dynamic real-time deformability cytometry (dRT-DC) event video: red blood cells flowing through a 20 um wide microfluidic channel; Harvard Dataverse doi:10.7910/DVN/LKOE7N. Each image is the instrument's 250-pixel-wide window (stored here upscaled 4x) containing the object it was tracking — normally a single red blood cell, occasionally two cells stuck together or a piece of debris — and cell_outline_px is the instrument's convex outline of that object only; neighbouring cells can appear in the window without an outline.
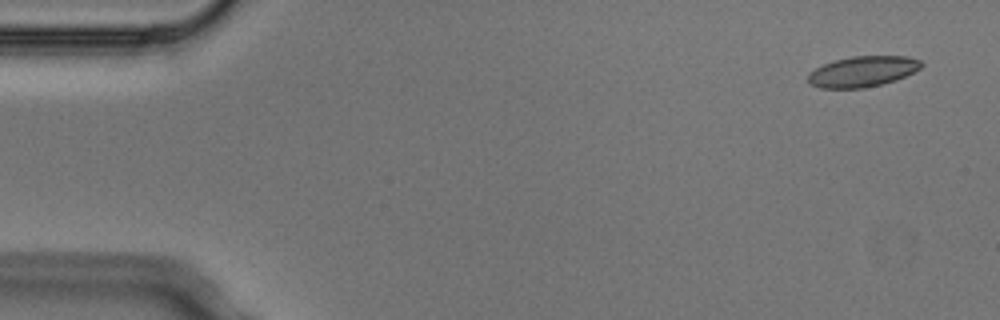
{"species": "Egyptian fruit bat (a non-hibernating species)", "species_latin": "Rousettus aegyptiacus", "temperature_condition": "cold", "stored_images_in_passage": 5, "camera_frame_rate_fps": 3000, "um_per_image_px": 0.085, "animal": {"sex": "male"}, "frame": {"image": 1, "passage_image": 1, "time_ms": 0.0, "image_size_px": [1000, 320], "cell_outline_px": [[924, 64], [920, 68], [896, 80], [864, 88], [820, 88], [808, 84], [808, 72], [824, 64], [836, 60], [852, 56], [908, 56], [920, 60]], "centroid_in_image_um": [73.3, 6.08], "position_along_channel_um": 11.7, "area_um2": 20.17}}
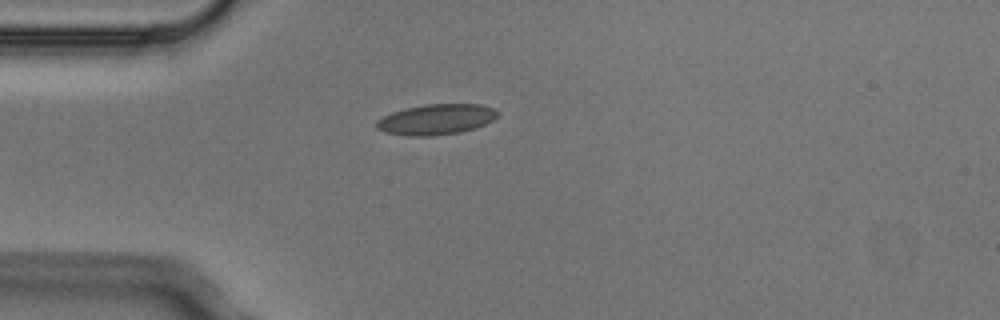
{"frame": {"image": 2, "passage_image": 4, "time_ms": 1.0, "image_size_px": [1000, 320], "cell_outline_px": [[500, 112], [492, 120], [484, 124], [460, 132], [432, 136], [404, 136], [384, 132], [376, 128], [376, 120], [392, 112], [404, 108], [428, 104], [480, 104], [492, 108]], "centroid_in_image_um": [37.03, 10.15], "position_along_channel_um": 48.0, "area_um2": 21.5}}